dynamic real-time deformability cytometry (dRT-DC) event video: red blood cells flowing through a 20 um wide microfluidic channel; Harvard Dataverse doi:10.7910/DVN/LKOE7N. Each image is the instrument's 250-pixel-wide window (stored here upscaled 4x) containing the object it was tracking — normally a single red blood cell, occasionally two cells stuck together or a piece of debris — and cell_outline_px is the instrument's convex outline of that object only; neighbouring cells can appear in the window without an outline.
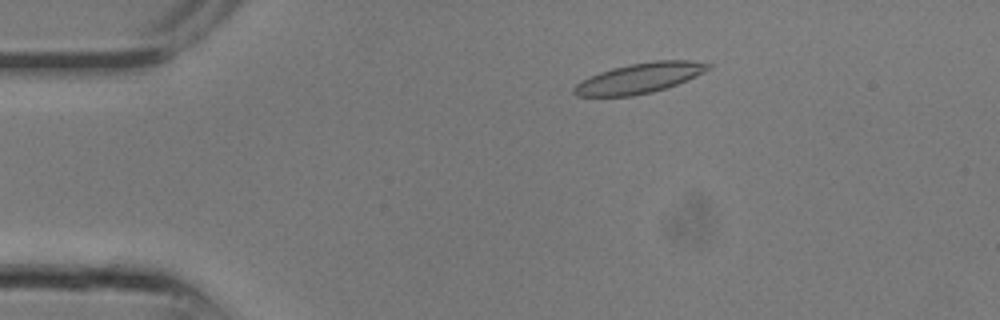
{"species": "common noctule bat (a hibernating species)", "species_latin": "Nyctalus noctula", "temperature_condition": "room temperature", "stored_images_in_passage": 8, "camera_frame_rate_fps": 3000, "um_per_image_px": 0.085, "animal": {"sex": "male", "body_mass_g": 13.3}, "frame": {"image": 1, "passage_image": 5, "time_ms": 1.333, "image_size_px": [1000, 320], "cell_outline_px": [[712, 68], [704, 72], [676, 84], [652, 92], [632, 96], [576, 96], [572, 92], [572, 88], [580, 80], [600, 72], [612, 68], [628, 64], [652, 60], [692, 60], [712, 64]], "centroid_in_image_um": [54.34, 6.63], "position_along_channel_um": 30.7, "area_um2": 23.64}}